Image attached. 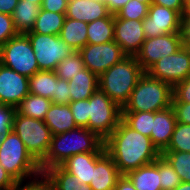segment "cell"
Segmentation results:
<instances>
[{
    "label": "cell",
    "mask_w": 190,
    "mask_h": 190,
    "mask_svg": "<svg viewBox=\"0 0 190 190\" xmlns=\"http://www.w3.org/2000/svg\"><path fill=\"white\" fill-rule=\"evenodd\" d=\"M104 147L121 175L153 163L161 155L150 137L133 130L122 120L104 141Z\"/></svg>",
    "instance_id": "1"
},
{
    "label": "cell",
    "mask_w": 190,
    "mask_h": 190,
    "mask_svg": "<svg viewBox=\"0 0 190 190\" xmlns=\"http://www.w3.org/2000/svg\"><path fill=\"white\" fill-rule=\"evenodd\" d=\"M104 140L86 127H76L70 131L52 136L46 158L40 163L42 173L59 166L66 159L80 153L103 152Z\"/></svg>",
    "instance_id": "2"
},
{
    "label": "cell",
    "mask_w": 190,
    "mask_h": 190,
    "mask_svg": "<svg viewBox=\"0 0 190 190\" xmlns=\"http://www.w3.org/2000/svg\"><path fill=\"white\" fill-rule=\"evenodd\" d=\"M144 73L135 56H126L99 76V89L123 108Z\"/></svg>",
    "instance_id": "3"
},
{
    "label": "cell",
    "mask_w": 190,
    "mask_h": 190,
    "mask_svg": "<svg viewBox=\"0 0 190 190\" xmlns=\"http://www.w3.org/2000/svg\"><path fill=\"white\" fill-rule=\"evenodd\" d=\"M0 165L18 183L43 175L40 164L27 151L25 144L13 130L1 136Z\"/></svg>",
    "instance_id": "4"
},
{
    "label": "cell",
    "mask_w": 190,
    "mask_h": 190,
    "mask_svg": "<svg viewBox=\"0 0 190 190\" xmlns=\"http://www.w3.org/2000/svg\"><path fill=\"white\" fill-rule=\"evenodd\" d=\"M173 87L145 72L122 112H158L172 105Z\"/></svg>",
    "instance_id": "5"
},
{
    "label": "cell",
    "mask_w": 190,
    "mask_h": 190,
    "mask_svg": "<svg viewBox=\"0 0 190 190\" xmlns=\"http://www.w3.org/2000/svg\"><path fill=\"white\" fill-rule=\"evenodd\" d=\"M12 130L23 141L27 151L40 164L50 149L52 133L42 120L25 117L17 112Z\"/></svg>",
    "instance_id": "6"
},
{
    "label": "cell",
    "mask_w": 190,
    "mask_h": 190,
    "mask_svg": "<svg viewBox=\"0 0 190 190\" xmlns=\"http://www.w3.org/2000/svg\"><path fill=\"white\" fill-rule=\"evenodd\" d=\"M89 121L86 128L106 140L122 120V108L100 89L89 98Z\"/></svg>",
    "instance_id": "7"
},
{
    "label": "cell",
    "mask_w": 190,
    "mask_h": 190,
    "mask_svg": "<svg viewBox=\"0 0 190 190\" xmlns=\"http://www.w3.org/2000/svg\"><path fill=\"white\" fill-rule=\"evenodd\" d=\"M0 63L28 78L40 71L28 36L22 33L0 47Z\"/></svg>",
    "instance_id": "8"
},
{
    "label": "cell",
    "mask_w": 190,
    "mask_h": 190,
    "mask_svg": "<svg viewBox=\"0 0 190 190\" xmlns=\"http://www.w3.org/2000/svg\"><path fill=\"white\" fill-rule=\"evenodd\" d=\"M32 45L40 71H54L61 60L74 51L58 35L25 33Z\"/></svg>",
    "instance_id": "9"
},
{
    "label": "cell",
    "mask_w": 190,
    "mask_h": 190,
    "mask_svg": "<svg viewBox=\"0 0 190 190\" xmlns=\"http://www.w3.org/2000/svg\"><path fill=\"white\" fill-rule=\"evenodd\" d=\"M152 77L174 87L190 77V46L184 44L174 54L158 60L148 71Z\"/></svg>",
    "instance_id": "10"
},
{
    "label": "cell",
    "mask_w": 190,
    "mask_h": 190,
    "mask_svg": "<svg viewBox=\"0 0 190 190\" xmlns=\"http://www.w3.org/2000/svg\"><path fill=\"white\" fill-rule=\"evenodd\" d=\"M183 45L180 32L146 38L135 57L143 70L147 72L158 60L174 54Z\"/></svg>",
    "instance_id": "11"
},
{
    "label": "cell",
    "mask_w": 190,
    "mask_h": 190,
    "mask_svg": "<svg viewBox=\"0 0 190 190\" xmlns=\"http://www.w3.org/2000/svg\"><path fill=\"white\" fill-rule=\"evenodd\" d=\"M78 52L84 66L98 76L127 56L115 41L87 44Z\"/></svg>",
    "instance_id": "12"
},
{
    "label": "cell",
    "mask_w": 190,
    "mask_h": 190,
    "mask_svg": "<svg viewBox=\"0 0 190 190\" xmlns=\"http://www.w3.org/2000/svg\"><path fill=\"white\" fill-rule=\"evenodd\" d=\"M182 15L167 7L151 4L148 15L142 20L145 38H154L181 31Z\"/></svg>",
    "instance_id": "13"
},
{
    "label": "cell",
    "mask_w": 190,
    "mask_h": 190,
    "mask_svg": "<svg viewBox=\"0 0 190 190\" xmlns=\"http://www.w3.org/2000/svg\"><path fill=\"white\" fill-rule=\"evenodd\" d=\"M29 93V78L0 63V105L16 108Z\"/></svg>",
    "instance_id": "14"
},
{
    "label": "cell",
    "mask_w": 190,
    "mask_h": 190,
    "mask_svg": "<svg viewBox=\"0 0 190 190\" xmlns=\"http://www.w3.org/2000/svg\"><path fill=\"white\" fill-rule=\"evenodd\" d=\"M145 39L142 20L114 18V41L127 56H135Z\"/></svg>",
    "instance_id": "15"
},
{
    "label": "cell",
    "mask_w": 190,
    "mask_h": 190,
    "mask_svg": "<svg viewBox=\"0 0 190 190\" xmlns=\"http://www.w3.org/2000/svg\"><path fill=\"white\" fill-rule=\"evenodd\" d=\"M114 160L104 150L95 161L90 187L93 190H113L121 177Z\"/></svg>",
    "instance_id": "16"
},
{
    "label": "cell",
    "mask_w": 190,
    "mask_h": 190,
    "mask_svg": "<svg viewBox=\"0 0 190 190\" xmlns=\"http://www.w3.org/2000/svg\"><path fill=\"white\" fill-rule=\"evenodd\" d=\"M175 124L176 117L172 107L154 112V121L150 139L160 153L168 147Z\"/></svg>",
    "instance_id": "17"
},
{
    "label": "cell",
    "mask_w": 190,
    "mask_h": 190,
    "mask_svg": "<svg viewBox=\"0 0 190 190\" xmlns=\"http://www.w3.org/2000/svg\"><path fill=\"white\" fill-rule=\"evenodd\" d=\"M109 14L105 2L93 0H68L65 13L68 18L86 23L107 17Z\"/></svg>",
    "instance_id": "18"
},
{
    "label": "cell",
    "mask_w": 190,
    "mask_h": 190,
    "mask_svg": "<svg viewBox=\"0 0 190 190\" xmlns=\"http://www.w3.org/2000/svg\"><path fill=\"white\" fill-rule=\"evenodd\" d=\"M102 152H89L75 154L66 159L59 166L73 176H77L84 184L90 185L96 158Z\"/></svg>",
    "instance_id": "19"
},
{
    "label": "cell",
    "mask_w": 190,
    "mask_h": 190,
    "mask_svg": "<svg viewBox=\"0 0 190 190\" xmlns=\"http://www.w3.org/2000/svg\"><path fill=\"white\" fill-rule=\"evenodd\" d=\"M136 190H161L159 157L150 164L139 167L125 175Z\"/></svg>",
    "instance_id": "20"
},
{
    "label": "cell",
    "mask_w": 190,
    "mask_h": 190,
    "mask_svg": "<svg viewBox=\"0 0 190 190\" xmlns=\"http://www.w3.org/2000/svg\"><path fill=\"white\" fill-rule=\"evenodd\" d=\"M43 121L51 130L52 135L64 133L78 127L69 104L52 103Z\"/></svg>",
    "instance_id": "21"
},
{
    "label": "cell",
    "mask_w": 190,
    "mask_h": 190,
    "mask_svg": "<svg viewBox=\"0 0 190 190\" xmlns=\"http://www.w3.org/2000/svg\"><path fill=\"white\" fill-rule=\"evenodd\" d=\"M68 83L71 101L88 99L99 89V76L85 67L80 73L73 76Z\"/></svg>",
    "instance_id": "22"
},
{
    "label": "cell",
    "mask_w": 190,
    "mask_h": 190,
    "mask_svg": "<svg viewBox=\"0 0 190 190\" xmlns=\"http://www.w3.org/2000/svg\"><path fill=\"white\" fill-rule=\"evenodd\" d=\"M40 10L41 6L35 3L19 0L12 14L15 30L22 34L31 31Z\"/></svg>",
    "instance_id": "23"
},
{
    "label": "cell",
    "mask_w": 190,
    "mask_h": 190,
    "mask_svg": "<svg viewBox=\"0 0 190 190\" xmlns=\"http://www.w3.org/2000/svg\"><path fill=\"white\" fill-rule=\"evenodd\" d=\"M87 25L88 23L86 22L66 17L59 37L64 40L74 52H78L87 45Z\"/></svg>",
    "instance_id": "24"
},
{
    "label": "cell",
    "mask_w": 190,
    "mask_h": 190,
    "mask_svg": "<svg viewBox=\"0 0 190 190\" xmlns=\"http://www.w3.org/2000/svg\"><path fill=\"white\" fill-rule=\"evenodd\" d=\"M43 175L52 184L55 190H93L89 185L80 181L60 166L47 169Z\"/></svg>",
    "instance_id": "25"
},
{
    "label": "cell",
    "mask_w": 190,
    "mask_h": 190,
    "mask_svg": "<svg viewBox=\"0 0 190 190\" xmlns=\"http://www.w3.org/2000/svg\"><path fill=\"white\" fill-rule=\"evenodd\" d=\"M87 44H103L114 41V15L109 14L88 23Z\"/></svg>",
    "instance_id": "26"
},
{
    "label": "cell",
    "mask_w": 190,
    "mask_h": 190,
    "mask_svg": "<svg viewBox=\"0 0 190 190\" xmlns=\"http://www.w3.org/2000/svg\"><path fill=\"white\" fill-rule=\"evenodd\" d=\"M51 105V99L29 93L16 107V112L43 121Z\"/></svg>",
    "instance_id": "27"
},
{
    "label": "cell",
    "mask_w": 190,
    "mask_h": 190,
    "mask_svg": "<svg viewBox=\"0 0 190 190\" xmlns=\"http://www.w3.org/2000/svg\"><path fill=\"white\" fill-rule=\"evenodd\" d=\"M57 82L58 77L54 71H38L29 78V92L52 99Z\"/></svg>",
    "instance_id": "28"
},
{
    "label": "cell",
    "mask_w": 190,
    "mask_h": 190,
    "mask_svg": "<svg viewBox=\"0 0 190 190\" xmlns=\"http://www.w3.org/2000/svg\"><path fill=\"white\" fill-rule=\"evenodd\" d=\"M66 15L65 13H54L41 8L32 32L39 34L60 35Z\"/></svg>",
    "instance_id": "29"
},
{
    "label": "cell",
    "mask_w": 190,
    "mask_h": 190,
    "mask_svg": "<svg viewBox=\"0 0 190 190\" xmlns=\"http://www.w3.org/2000/svg\"><path fill=\"white\" fill-rule=\"evenodd\" d=\"M122 121L133 130L151 137L154 112H122Z\"/></svg>",
    "instance_id": "30"
},
{
    "label": "cell",
    "mask_w": 190,
    "mask_h": 190,
    "mask_svg": "<svg viewBox=\"0 0 190 190\" xmlns=\"http://www.w3.org/2000/svg\"><path fill=\"white\" fill-rule=\"evenodd\" d=\"M161 155L174 168L181 182H190V152L163 151Z\"/></svg>",
    "instance_id": "31"
},
{
    "label": "cell",
    "mask_w": 190,
    "mask_h": 190,
    "mask_svg": "<svg viewBox=\"0 0 190 190\" xmlns=\"http://www.w3.org/2000/svg\"><path fill=\"white\" fill-rule=\"evenodd\" d=\"M84 68L85 66L80 53L73 52L60 61L54 72L58 78L69 81Z\"/></svg>",
    "instance_id": "32"
},
{
    "label": "cell",
    "mask_w": 190,
    "mask_h": 190,
    "mask_svg": "<svg viewBox=\"0 0 190 190\" xmlns=\"http://www.w3.org/2000/svg\"><path fill=\"white\" fill-rule=\"evenodd\" d=\"M164 151L190 152V124L176 122L169 145Z\"/></svg>",
    "instance_id": "33"
},
{
    "label": "cell",
    "mask_w": 190,
    "mask_h": 190,
    "mask_svg": "<svg viewBox=\"0 0 190 190\" xmlns=\"http://www.w3.org/2000/svg\"><path fill=\"white\" fill-rule=\"evenodd\" d=\"M149 5L140 0H129L115 15L114 18L143 20L147 17Z\"/></svg>",
    "instance_id": "34"
},
{
    "label": "cell",
    "mask_w": 190,
    "mask_h": 190,
    "mask_svg": "<svg viewBox=\"0 0 190 190\" xmlns=\"http://www.w3.org/2000/svg\"><path fill=\"white\" fill-rule=\"evenodd\" d=\"M159 175L161 190H174L181 183L179 175L162 155L159 156Z\"/></svg>",
    "instance_id": "35"
},
{
    "label": "cell",
    "mask_w": 190,
    "mask_h": 190,
    "mask_svg": "<svg viewBox=\"0 0 190 190\" xmlns=\"http://www.w3.org/2000/svg\"><path fill=\"white\" fill-rule=\"evenodd\" d=\"M69 106L76 125L86 127L89 121V100L71 101Z\"/></svg>",
    "instance_id": "36"
},
{
    "label": "cell",
    "mask_w": 190,
    "mask_h": 190,
    "mask_svg": "<svg viewBox=\"0 0 190 190\" xmlns=\"http://www.w3.org/2000/svg\"><path fill=\"white\" fill-rule=\"evenodd\" d=\"M17 34L12 15L0 13V47Z\"/></svg>",
    "instance_id": "37"
},
{
    "label": "cell",
    "mask_w": 190,
    "mask_h": 190,
    "mask_svg": "<svg viewBox=\"0 0 190 190\" xmlns=\"http://www.w3.org/2000/svg\"><path fill=\"white\" fill-rule=\"evenodd\" d=\"M15 113V107L0 105V136L12 131Z\"/></svg>",
    "instance_id": "38"
},
{
    "label": "cell",
    "mask_w": 190,
    "mask_h": 190,
    "mask_svg": "<svg viewBox=\"0 0 190 190\" xmlns=\"http://www.w3.org/2000/svg\"><path fill=\"white\" fill-rule=\"evenodd\" d=\"M51 101L53 104H69L71 102L68 81L58 78L55 93H53Z\"/></svg>",
    "instance_id": "39"
},
{
    "label": "cell",
    "mask_w": 190,
    "mask_h": 190,
    "mask_svg": "<svg viewBox=\"0 0 190 190\" xmlns=\"http://www.w3.org/2000/svg\"><path fill=\"white\" fill-rule=\"evenodd\" d=\"M172 103H190V77L173 87Z\"/></svg>",
    "instance_id": "40"
},
{
    "label": "cell",
    "mask_w": 190,
    "mask_h": 190,
    "mask_svg": "<svg viewBox=\"0 0 190 190\" xmlns=\"http://www.w3.org/2000/svg\"><path fill=\"white\" fill-rule=\"evenodd\" d=\"M16 190H55L52 184L44 175L30 180L29 182L19 183Z\"/></svg>",
    "instance_id": "41"
},
{
    "label": "cell",
    "mask_w": 190,
    "mask_h": 190,
    "mask_svg": "<svg viewBox=\"0 0 190 190\" xmlns=\"http://www.w3.org/2000/svg\"><path fill=\"white\" fill-rule=\"evenodd\" d=\"M176 122L190 124V103H172Z\"/></svg>",
    "instance_id": "42"
},
{
    "label": "cell",
    "mask_w": 190,
    "mask_h": 190,
    "mask_svg": "<svg viewBox=\"0 0 190 190\" xmlns=\"http://www.w3.org/2000/svg\"><path fill=\"white\" fill-rule=\"evenodd\" d=\"M152 3L178 11L182 16L187 10V0H152Z\"/></svg>",
    "instance_id": "43"
},
{
    "label": "cell",
    "mask_w": 190,
    "mask_h": 190,
    "mask_svg": "<svg viewBox=\"0 0 190 190\" xmlns=\"http://www.w3.org/2000/svg\"><path fill=\"white\" fill-rule=\"evenodd\" d=\"M68 0H43L41 8L54 13H66Z\"/></svg>",
    "instance_id": "44"
},
{
    "label": "cell",
    "mask_w": 190,
    "mask_h": 190,
    "mask_svg": "<svg viewBox=\"0 0 190 190\" xmlns=\"http://www.w3.org/2000/svg\"><path fill=\"white\" fill-rule=\"evenodd\" d=\"M18 182L0 165V190H16Z\"/></svg>",
    "instance_id": "45"
},
{
    "label": "cell",
    "mask_w": 190,
    "mask_h": 190,
    "mask_svg": "<svg viewBox=\"0 0 190 190\" xmlns=\"http://www.w3.org/2000/svg\"><path fill=\"white\" fill-rule=\"evenodd\" d=\"M181 38L182 42L190 46V17L185 13L181 18Z\"/></svg>",
    "instance_id": "46"
},
{
    "label": "cell",
    "mask_w": 190,
    "mask_h": 190,
    "mask_svg": "<svg viewBox=\"0 0 190 190\" xmlns=\"http://www.w3.org/2000/svg\"><path fill=\"white\" fill-rule=\"evenodd\" d=\"M129 0H105L110 14L115 15Z\"/></svg>",
    "instance_id": "47"
},
{
    "label": "cell",
    "mask_w": 190,
    "mask_h": 190,
    "mask_svg": "<svg viewBox=\"0 0 190 190\" xmlns=\"http://www.w3.org/2000/svg\"><path fill=\"white\" fill-rule=\"evenodd\" d=\"M19 0H0V13L12 15Z\"/></svg>",
    "instance_id": "48"
},
{
    "label": "cell",
    "mask_w": 190,
    "mask_h": 190,
    "mask_svg": "<svg viewBox=\"0 0 190 190\" xmlns=\"http://www.w3.org/2000/svg\"><path fill=\"white\" fill-rule=\"evenodd\" d=\"M113 190H136V188L125 175H122L117 180L116 186Z\"/></svg>",
    "instance_id": "49"
},
{
    "label": "cell",
    "mask_w": 190,
    "mask_h": 190,
    "mask_svg": "<svg viewBox=\"0 0 190 190\" xmlns=\"http://www.w3.org/2000/svg\"><path fill=\"white\" fill-rule=\"evenodd\" d=\"M174 190H190V182H181Z\"/></svg>",
    "instance_id": "50"
},
{
    "label": "cell",
    "mask_w": 190,
    "mask_h": 190,
    "mask_svg": "<svg viewBox=\"0 0 190 190\" xmlns=\"http://www.w3.org/2000/svg\"><path fill=\"white\" fill-rule=\"evenodd\" d=\"M28 1H30L32 3H35V4L39 5V6H41L42 3H43V0H28Z\"/></svg>",
    "instance_id": "51"
},
{
    "label": "cell",
    "mask_w": 190,
    "mask_h": 190,
    "mask_svg": "<svg viewBox=\"0 0 190 190\" xmlns=\"http://www.w3.org/2000/svg\"><path fill=\"white\" fill-rule=\"evenodd\" d=\"M186 14L190 17V0H187V10Z\"/></svg>",
    "instance_id": "52"
},
{
    "label": "cell",
    "mask_w": 190,
    "mask_h": 190,
    "mask_svg": "<svg viewBox=\"0 0 190 190\" xmlns=\"http://www.w3.org/2000/svg\"><path fill=\"white\" fill-rule=\"evenodd\" d=\"M140 1L148 4L149 6L152 4V0H140Z\"/></svg>",
    "instance_id": "53"
}]
</instances>
